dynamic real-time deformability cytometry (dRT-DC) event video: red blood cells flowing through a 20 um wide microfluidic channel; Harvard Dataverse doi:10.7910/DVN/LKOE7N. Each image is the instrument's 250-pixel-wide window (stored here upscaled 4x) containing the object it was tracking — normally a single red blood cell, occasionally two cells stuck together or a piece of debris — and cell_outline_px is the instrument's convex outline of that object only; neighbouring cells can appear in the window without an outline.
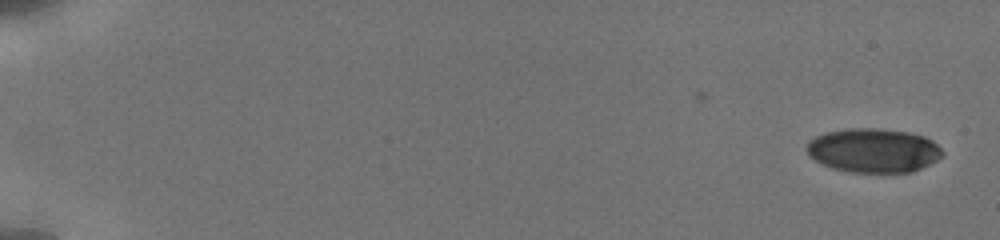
{"species": "human", "species_latin": "Homo sapiens", "temperature_condition": "cold", "stored_images_in_passage": 16, "camera_frame_rate_fps": 3000, "um_per_image_px": 0.085, "donor": {"sex": "male"}, "frame": {"image": 1, "passage_image": 1, "time_ms": 0.0, "image_size_px": [1000, 240], "cell_outline_px": [[944, 156], [912, 172], [852, 172], [832, 168], [816, 160], [808, 152], [808, 140], [824, 132], [848, 128], [880, 128], [908, 132], [924, 136], [932, 140], [944, 152]], "centroid_in_image_um": [74.26, 12.77], "position_along_channel_um": 10.7, "area_um2": 34.74}}
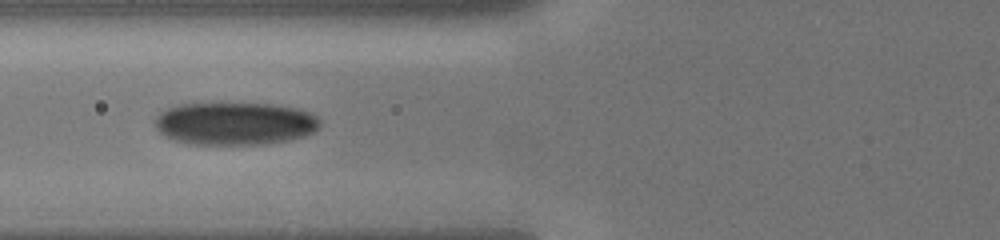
{"frame": {"image": 2, "passage_image": 10, "time_ms": 7.333, "image_size_px": [1000, 240], "cell_outline_px": [[320, 128], [304, 136], [288, 140], [268, 144], [188, 144], [172, 140], [164, 136], [156, 128], [156, 116], [160, 112], [168, 108], [180, 104], [220, 100], [272, 104], [300, 108], [316, 116], [320, 120]], "centroid_in_image_um": [19.95, 10.45], "position_along_channel_um": 105.9, "area_um2": 42.54}}
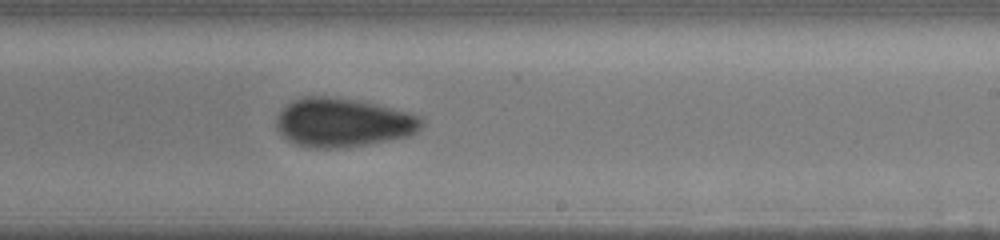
{"frame": {"image": 3, "passage_image": 16, "time_ms": 11.333, "image_size_px": [1000, 240], "cell_outline_px": [[424, 124], [416, 132], [408, 136], [368, 144], [336, 148], [308, 148], [296, 144], [288, 140], [276, 128], [276, 116], [292, 100], [300, 96], [328, 96], [360, 100], [408, 112], [420, 116], [424, 120]], "centroid_in_image_um": [29.14, 10.41], "position_along_channel_um": 259.9, "area_um2": 41.5}}